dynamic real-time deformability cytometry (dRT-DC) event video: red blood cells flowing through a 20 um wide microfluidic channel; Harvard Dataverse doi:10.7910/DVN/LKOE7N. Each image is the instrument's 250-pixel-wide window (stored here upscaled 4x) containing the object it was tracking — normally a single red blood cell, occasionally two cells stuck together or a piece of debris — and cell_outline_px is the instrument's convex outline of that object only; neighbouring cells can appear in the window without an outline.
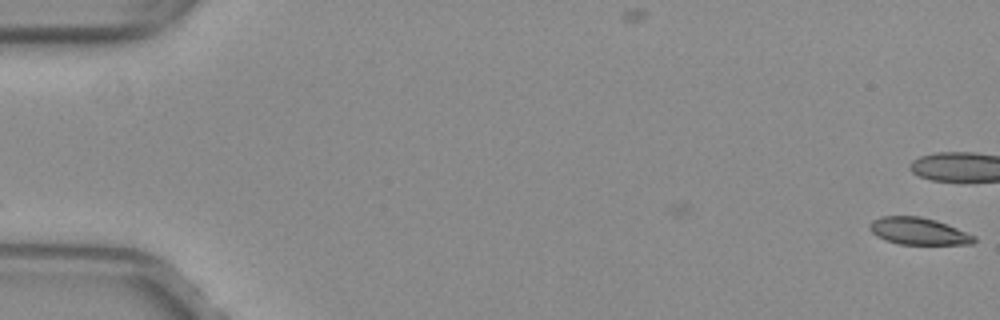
{"species": "common noctule bat (a hibernating species)", "species_latin": "Nyctalus noctula", "temperature_condition": "warm", "stored_images_in_passage": 15, "camera_frame_rate_fps": 3000, "um_per_image_px": 0.085, "animal": {"sex": "female", "body_mass_g": 29.2, "forearm_length_mm": 56.3}, "frame": {"image": 1, "passage_image": 1, "time_ms": 0.0, "image_size_px": [1000, 320], "cell_outline_px": [[976, 240], [972, 244], [900, 244], [884, 240], [876, 236], [868, 228], [868, 224], [872, 220], [880, 216], [920, 216], [936, 220], [948, 224], [976, 236]], "centroid_in_image_um": [78.05, 19.64], "position_along_channel_um": 7.0, "area_um2": 16.65}}